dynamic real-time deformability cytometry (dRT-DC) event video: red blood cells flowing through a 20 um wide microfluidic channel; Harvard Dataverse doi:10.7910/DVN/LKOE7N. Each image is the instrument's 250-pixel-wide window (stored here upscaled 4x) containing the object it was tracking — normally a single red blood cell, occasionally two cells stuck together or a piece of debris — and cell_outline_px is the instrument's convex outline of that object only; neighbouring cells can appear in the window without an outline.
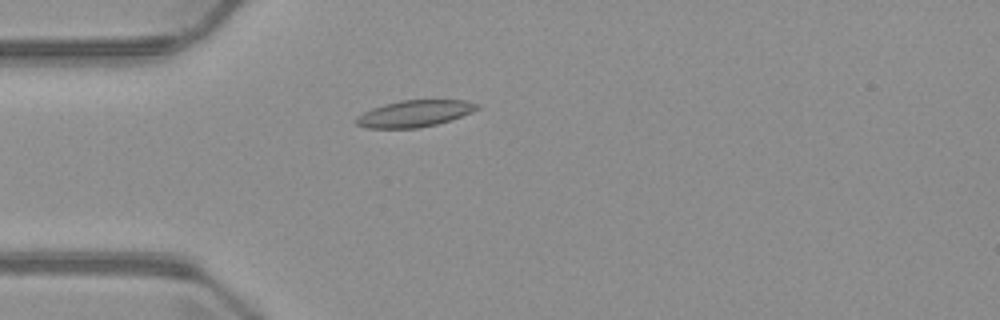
{"species": "common noctule bat (a hibernating species)", "species_latin": "Nyctalus noctula", "temperature_condition": "warm", "stored_images_in_passage": 6, "camera_frame_rate_fps": 3000, "um_per_image_px": 0.085, "animal": {"sex": "male", "body_mass_g": 23.1, "forearm_length_mm": 52.7}, "frame": {"image": 1, "passage_image": 4, "time_ms": 3.667, "image_size_px": [1000, 320], "cell_outline_px": [[480, 108], [472, 112], [436, 124], [420, 128], [364, 128], [356, 124], [352, 120], [356, 116], [372, 108], [384, 104], [400, 100], [464, 100], [480, 104]], "centroid_in_image_um": [35.19, 9.65], "position_along_channel_um": 49.8, "area_um2": 18.84}}
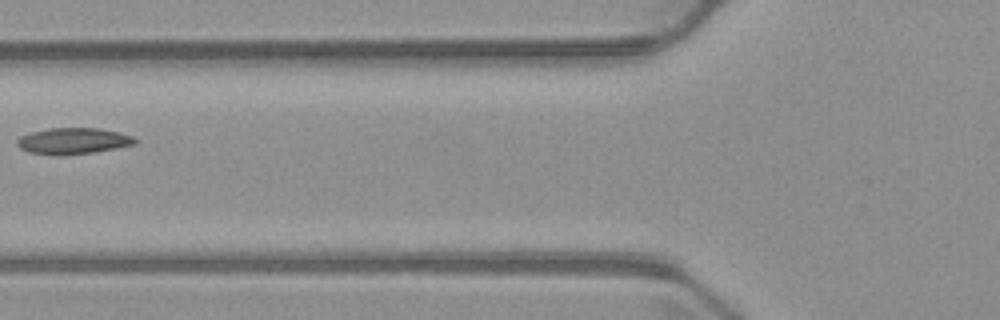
{"frame": {"image": 2, "passage_image": 6, "time_ms": 5.667, "image_size_px": [1000, 320], "cell_outline_px": [[136, 144], [116, 148], [92, 152], [64, 156], [60, 156], [28, 152], [20, 148], [16, 144], [16, 140], [20, 136], [28, 132], [48, 128], [100, 128], [120, 132], [132, 136], [136, 140]], "centroid_in_image_um": [6.18, 11.98], "position_along_channel_um": 119.6, "area_um2": 18.26}}